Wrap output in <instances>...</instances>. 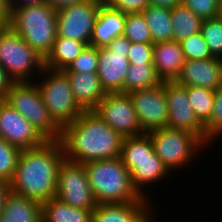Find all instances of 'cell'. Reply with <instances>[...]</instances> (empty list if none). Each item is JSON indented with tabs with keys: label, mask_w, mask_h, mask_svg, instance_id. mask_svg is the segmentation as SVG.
<instances>
[{
	"label": "cell",
	"mask_w": 222,
	"mask_h": 222,
	"mask_svg": "<svg viewBox=\"0 0 222 222\" xmlns=\"http://www.w3.org/2000/svg\"><path fill=\"white\" fill-rule=\"evenodd\" d=\"M221 0H181V3L202 19L218 17Z\"/></svg>",
	"instance_id": "e575fe53"
},
{
	"label": "cell",
	"mask_w": 222,
	"mask_h": 222,
	"mask_svg": "<svg viewBox=\"0 0 222 222\" xmlns=\"http://www.w3.org/2000/svg\"><path fill=\"white\" fill-rule=\"evenodd\" d=\"M56 197L76 208L92 211L96 208L98 203L83 164L63 160L58 171Z\"/></svg>",
	"instance_id": "30bf717a"
},
{
	"label": "cell",
	"mask_w": 222,
	"mask_h": 222,
	"mask_svg": "<svg viewBox=\"0 0 222 222\" xmlns=\"http://www.w3.org/2000/svg\"><path fill=\"white\" fill-rule=\"evenodd\" d=\"M142 14L149 27L153 44L173 40L171 9L149 5Z\"/></svg>",
	"instance_id": "d4e9b609"
},
{
	"label": "cell",
	"mask_w": 222,
	"mask_h": 222,
	"mask_svg": "<svg viewBox=\"0 0 222 222\" xmlns=\"http://www.w3.org/2000/svg\"><path fill=\"white\" fill-rule=\"evenodd\" d=\"M219 17L222 19V0L220 1V13Z\"/></svg>",
	"instance_id": "bcb514c9"
},
{
	"label": "cell",
	"mask_w": 222,
	"mask_h": 222,
	"mask_svg": "<svg viewBox=\"0 0 222 222\" xmlns=\"http://www.w3.org/2000/svg\"><path fill=\"white\" fill-rule=\"evenodd\" d=\"M104 0H84L57 11V37H65L90 45L93 27Z\"/></svg>",
	"instance_id": "7c38bea8"
},
{
	"label": "cell",
	"mask_w": 222,
	"mask_h": 222,
	"mask_svg": "<svg viewBox=\"0 0 222 222\" xmlns=\"http://www.w3.org/2000/svg\"><path fill=\"white\" fill-rule=\"evenodd\" d=\"M200 32L212 56L222 59V19L219 16L203 19Z\"/></svg>",
	"instance_id": "4dcf8cb0"
},
{
	"label": "cell",
	"mask_w": 222,
	"mask_h": 222,
	"mask_svg": "<svg viewBox=\"0 0 222 222\" xmlns=\"http://www.w3.org/2000/svg\"><path fill=\"white\" fill-rule=\"evenodd\" d=\"M9 26L45 59L57 37V11L45 2L18 7Z\"/></svg>",
	"instance_id": "5b68a950"
},
{
	"label": "cell",
	"mask_w": 222,
	"mask_h": 222,
	"mask_svg": "<svg viewBox=\"0 0 222 222\" xmlns=\"http://www.w3.org/2000/svg\"><path fill=\"white\" fill-rule=\"evenodd\" d=\"M24 116L46 140H59L61 128L54 122L35 82H15L3 99Z\"/></svg>",
	"instance_id": "9c48e42d"
},
{
	"label": "cell",
	"mask_w": 222,
	"mask_h": 222,
	"mask_svg": "<svg viewBox=\"0 0 222 222\" xmlns=\"http://www.w3.org/2000/svg\"><path fill=\"white\" fill-rule=\"evenodd\" d=\"M65 159L59 140L22 150L10 191L40 203L56 197L58 171Z\"/></svg>",
	"instance_id": "7a4b0ae2"
},
{
	"label": "cell",
	"mask_w": 222,
	"mask_h": 222,
	"mask_svg": "<svg viewBox=\"0 0 222 222\" xmlns=\"http://www.w3.org/2000/svg\"><path fill=\"white\" fill-rule=\"evenodd\" d=\"M154 207L152 202L100 203L92 222H144L156 211Z\"/></svg>",
	"instance_id": "ac0fdd59"
},
{
	"label": "cell",
	"mask_w": 222,
	"mask_h": 222,
	"mask_svg": "<svg viewBox=\"0 0 222 222\" xmlns=\"http://www.w3.org/2000/svg\"><path fill=\"white\" fill-rule=\"evenodd\" d=\"M175 82L181 86H199L215 91L222 86V59L185 60Z\"/></svg>",
	"instance_id": "e0dca14e"
},
{
	"label": "cell",
	"mask_w": 222,
	"mask_h": 222,
	"mask_svg": "<svg viewBox=\"0 0 222 222\" xmlns=\"http://www.w3.org/2000/svg\"><path fill=\"white\" fill-rule=\"evenodd\" d=\"M34 82L39 88L49 115L61 129L74 122L83 112L75 101L70 81L62 70L44 68L37 77V82Z\"/></svg>",
	"instance_id": "ba28073f"
},
{
	"label": "cell",
	"mask_w": 222,
	"mask_h": 222,
	"mask_svg": "<svg viewBox=\"0 0 222 222\" xmlns=\"http://www.w3.org/2000/svg\"><path fill=\"white\" fill-rule=\"evenodd\" d=\"M130 45L127 38L119 36L107 47L99 48L97 74L105 93H124L125 75L130 66L127 58Z\"/></svg>",
	"instance_id": "8fae6325"
},
{
	"label": "cell",
	"mask_w": 222,
	"mask_h": 222,
	"mask_svg": "<svg viewBox=\"0 0 222 222\" xmlns=\"http://www.w3.org/2000/svg\"><path fill=\"white\" fill-rule=\"evenodd\" d=\"M168 106V128L185 130L194 134L205 144V128L194 114L189 103L187 87L175 81H163Z\"/></svg>",
	"instance_id": "5bb4252c"
},
{
	"label": "cell",
	"mask_w": 222,
	"mask_h": 222,
	"mask_svg": "<svg viewBox=\"0 0 222 222\" xmlns=\"http://www.w3.org/2000/svg\"><path fill=\"white\" fill-rule=\"evenodd\" d=\"M81 41L56 37L50 53L44 59V67L50 70L66 69L86 48Z\"/></svg>",
	"instance_id": "cb8c5ba5"
},
{
	"label": "cell",
	"mask_w": 222,
	"mask_h": 222,
	"mask_svg": "<svg viewBox=\"0 0 222 222\" xmlns=\"http://www.w3.org/2000/svg\"><path fill=\"white\" fill-rule=\"evenodd\" d=\"M185 60L179 42L171 40L153 44V64L162 82L175 81Z\"/></svg>",
	"instance_id": "44dd1931"
},
{
	"label": "cell",
	"mask_w": 222,
	"mask_h": 222,
	"mask_svg": "<svg viewBox=\"0 0 222 222\" xmlns=\"http://www.w3.org/2000/svg\"><path fill=\"white\" fill-rule=\"evenodd\" d=\"M161 83L154 64H130L125 75L124 93L149 89Z\"/></svg>",
	"instance_id": "4316f807"
},
{
	"label": "cell",
	"mask_w": 222,
	"mask_h": 222,
	"mask_svg": "<svg viewBox=\"0 0 222 222\" xmlns=\"http://www.w3.org/2000/svg\"><path fill=\"white\" fill-rule=\"evenodd\" d=\"M204 128L206 146L216 144L214 140L222 138V86L214 91L212 114L209 121L204 125Z\"/></svg>",
	"instance_id": "f546056e"
},
{
	"label": "cell",
	"mask_w": 222,
	"mask_h": 222,
	"mask_svg": "<svg viewBox=\"0 0 222 222\" xmlns=\"http://www.w3.org/2000/svg\"><path fill=\"white\" fill-rule=\"evenodd\" d=\"M127 58L130 64H153V44L131 42Z\"/></svg>",
	"instance_id": "d590c367"
},
{
	"label": "cell",
	"mask_w": 222,
	"mask_h": 222,
	"mask_svg": "<svg viewBox=\"0 0 222 222\" xmlns=\"http://www.w3.org/2000/svg\"><path fill=\"white\" fill-rule=\"evenodd\" d=\"M186 60H206L212 56L201 32L179 42Z\"/></svg>",
	"instance_id": "d6a6232c"
},
{
	"label": "cell",
	"mask_w": 222,
	"mask_h": 222,
	"mask_svg": "<svg viewBox=\"0 0 222 222\" xmlns=\"http://www.w3.org/2000/svg\"><path fill=\"white\" fill-rule=\"evenodd\" d=\"M71 85L73 97L83 111L95 110L106 95L97 73L64 72Z\"/></svg>",
	"instance_id": "d6986e66"
},
{
	"label": "cell",
	"mask_w": 222,
	"mask_h": 222,
	"mask_svg": "<svg viewBox=\"0 0 222 222\" xmlns=\"http://www.w3.org/2000/svg\"><path fill=\"white\" fill-rule=\"evenodd\" d=\"M154 213H152L144 222H160V220L158 219H162V218H158L157 216H155V214L153 215ZM157 218V220H156ZM176 222H179L178 219L175 220ZM175 221H171V222H175Z\"/></svg>",
	"instance_id": "ee69618b"
},
{
	"label": "cell",
	"mask_w": 222,
	"mask_h": 222,
	"mask_svg": "<svg viewBox=\"0 0 222 222\" xmlns=\"http://www.w3.org/2000/svg\"><path fill=\"white\" fill-rule=\"evenodd\" d=\"M128 94L144 133L167 127L168 106L162 83L149 89L137 90Z\"/></svg>",
	"instance_id": "9a60e30c"
},
{
	"label": "cell",
	"mask_w": 222,
	"mask_h": 222,
	"mask_svg": "<svg viewBox=\"0 0 222 222\" xmlns=\"http://www.w3.org/2000/svg\"><path fill=\"white\" fill-rule=\"evenodd\" d=\"M42 203L10 191L4 200L0 222H41Z\"/></svg>",
	"instance_id": "7402d4cb"
},
{
	"label": "cell",
	"mask_w": 222,
	"mask_h": 222,
	"mask_svg": "<svg viewBox=\"0 0 222 222\" xmlns=\"http://www.w3.org/2000/svg\"><path fill=\"white\" fill-rule=\"evenodd\" d=\"M0 65L14 82H34L45 68L44 58L9 25L0 32Z\"/></svg>",
	"instance_id": "52a82bcc"
},
{
	"label": "cell",
	"mask_w": 222,
	"mask_h": 222,
	"mask_svg": "<svg viewBox=\"0 0 222 222\" xmlns=\"http://www.w3.org/2000/svg\"><path fill=\"white\" fill-rule=\"evenodd\" d=\"M150 5L156 7H164L172 9L174 6L181 3V0H149Z\"/></svg>",
	"instance_id": "7bdbcfd3"
},
{
	"label": "cell",
	"mask_w": 222,
	"mask_h": 222,
	"mask_svg": "<svg viewBox=\"0 0 222 222\" xmlns=\"http://www.w3.org/2000/svg\"><path fill=\"white\" fill-rule=\"evenodd\" d=\"M105 3L118 11L124 13L142 12L150 5L149 0H104Z\"/></svg>",
	"instance_id": "8d00e7d4"
},
{
	"label": "cell",
	"mask_w": 222,
	"mask_h": 222,
	"mask_svg": "<svg viewBox=\"0 0 222 222\" xmlns=\"http://www.w3.org/2000/svg\"><path fill=\"white\" fill-rule=\"evenodd\" d=\"M173 40L183 41L201 31L203 19L182 3L171 9Z\"/></svg>",
	"instance_id": "484cf974"
},
{
	"label": "cell",
	"mask_w": 222,
	"mask_h": 222,
	"mask_svg": "<svg viewBox=\"0 0 222 222\" xmlns=\"http://www.w3.org/2000/svg\"><path fill=\"white\" fill-rule=\"evenodd\" d=\"M94 111L123 138L144 133L128 93H106Z\"/></svg>",
	"instance_id": "4fadbf2b"
},
{
	"label": "cell",
	"mask_w": 222,
	"mask_h": 222,
	"mask_svg": "<svg viewBox=\"0 0 222 222\" xmlns=\"http://www.w3.org/2000/svg\"><path fill=\"white\" fill-rule=\"evenodd\" d=\"M93 211L73 207L54 197L42 203L41 222H92Z\"/></svg>",
	"instance_id": "603a6c76"
},
{
	"label": "cell",
	"mask_w": 222,
	"mask_h": 222,
	"mask_svg": "<svg viewBox=\"0 0 222 222\" xmlns=\"http://www.w3.org/2000/svg\"><path fill=\"white\" fill-rule=\"evenodd\" d=\"M83 165L98 204L152 202L133 186L130 172L120 157L92 161Z\"/></svg>",
	"instance_id": "3957f363"
},
{
	"label": "cell",
	"mask_w": 222,
	"mask_h": 222,
	"mask_svg": "<svg viewBox=\"0 0 222 222\" xmlns=\"http://www.w3.org/2000/svg\"><path fill=\"white\" fill-rule=\"evenodd\" d=\"M14 83L7 71L0 65V99L5 98Z\"/></svg>",
	"instance_id": "74e56055"
},
{
	"label": "cell",
	"mask_w": 222,
	"mask_h": 222,
	"mask_svg": "<svg viewBox=\"0 0 222 222\" xmlns=\"http://www.w3.org/2000/svg\"><path fill=\"white\" fill-rule=\"evenodd\" d=\"M44 3V0H9L11 11L15 8Z\"/></svg>",
	"instance_id": "b9f144b4"
},
{
	"label": "cell",
	"mask_w": 222,
	"mask_h": 222,
	"mask_svg": "<svg viewBox=\"0 0 222 222\" xmlns=\"http://www.w3.org/2000/svg\"><path fill=\"white\" fill-rule=\"evenodd\" d=\"M83 1L84 0H44V2L52 7L55 11L68 8Z\"/></svg>",
	"instance_id": "f35d334b"
},
{
	"label": "cell",
	"mask_w": 222,
	"mask_h": 222,
	"mask_svg": "<svg viewBox=\"0 0 222 222\" xmlns=\"http://www.w3.org/2000/svg\"><path fill=\"white\" fill-rule=\"evenodd\" d=\"M22 150L0 137V179L11 182Z\"/></svg>",
	"instance_id": "1f68e13d"
},
{
	"label": "cell",
	"mask_w": 222,
	"mask_h": 222,
	"mask_svg": "<svg viewBox=\"0 0 222 222\" xmlns=\"http://www.w3.org/2000/svg\"><path fill=\"white\" fill-rule=\"evenodd\" d=\"M9 192H10V183L3 179H0V215L3 212L4 200Z\"/></svg>",
	"instance_id": "60d3db41"
},
{
	"label": "cell",
	"mask_w": 222,
	"mask_h": 222,
	"mask_svg": "<svg viewBox=\"0 0 222 222\" xmlns=\"http://www.w3.org/2000/svg\"><path fill=\"white\" fill-rule=\"evenodd\" d=\"M99 48L88 45L63 72L97 73Z\"/></svg>",
	"instance_id": "836d02e7"
},
{
	"label": "cell",
	"mask_w": 222,
	"mask_h": 222,
	"mask_svg": "<svg viewBox=\"0 0 222 222\" xmlns=\"http://www.w3.org/2000/svg\"><path fill=\"white\" fill-rule=\"evenodd\" d=\"M6 27V25L0 20V32Z\"/></svg>",
	"instance_id": "f6af8a7d"
},
{
	"label": "cell",
	"mask_w": 222,
	"mask_h": 222,
	"mask_svg": "<svg viewBox=\"0 0 222 222\" xmlns=\"http://www.w3.org/2000/svg\"><path fill=\"white\" fill-rule=\"evenodd\" d=\"M123 36L130 42L153 44L142 12L126 13Z\"/></svg>",
	"instance_id": "f1b7e54d"
},
{
	"label": "cell",
	"mask_w": 222,
	"mask_h": 222,
	"mask_svg": "<svg viewBox=\"0 0 222 222\" xmlns=\"http://www.w3.org/2000/svg\"><path fill=\"white\" fill-rule=\"evenodd\" d=\"M126 13L109 7L104 3L97 15L90 45L107 47L116 37L123 36Z\"/></svg>",
	"instance_id": "ffe728a7"
},
{
	"label": "cell",
	"mask_w": 222,
	"mask_h": 222,
	"mask_svg": "<svg viewBox=\"0 0 222 222\" xmlns=\"http://www.w3.org/2000/svg\"><path fill=\"white\" fill-rule=\"evenodd\" d=\"M0 137L21 150L36 148L46 139L17 110L0 99Z\"/></svg>",
	"instance_id": "2e32d148"
},
{
	"label": "cell",
	"mask_w": 222,
	"mask_h": 222,
	"mask_svg": "<svg viewBox=\"0 0 222 222\" xmlns=\"http://www.w3.org/2000/svg\"><path fill=\"white\" fill-rule=\"evenodd\" d=\"M187 95L195 116L204 126L212 114L214 90L199 86H187Z\"/></svg>",
	"instance_id": "83f0119b"
},
{
	"label": "cell",
	"mask_w": 222,
	"mask_h": 222,
	"mask_svg": "<svg viewBox=\"0 0 222 222\" xmlns=\"http://www.w3.org/2000/svg\"><path fill=\"white\" fill-rule=\"evenodd\" d=\"M11 8L9 0H0V20L8 26L11 21Z\"/></svg>",
	"instance_id": "ab89813d"
},
{
	"label": "cell",
	"mask_w": 222,
	"mask_h": 222,
	"mask_svg": "<svg viewBox=\"0 0 222 222\" xmlns=\"http://www.w3.org/2000/svg\"><path fill=\"white\" fill-rule=\"evenodd\" d=\"M59 141L65 159L86 164L120 157L123 136L91 110L83 111L74 122L64 126Z\"/></svg>",
	"instance_id": "6da1fadb"
},
{
	"label": "cell",
	"mask_w": 222,
	"mask_h": 222,
	"mask_svg": "<svg viewBox=\"0 0 222 222\" xmlns=\"http://www.w3.org/2000/svg\"><path fill=\"white\" fill-rule=\"evenodd\" d=\"M120 158L130 172L133 186L145 198L153 196L148 193L151 185L164 179L167 182L173 176L154 152L149 133L123 138Z\"/></svg>",
	"instance_id": "277c9868"
},
{
	"label": "cell",
	"mask_w": 222,
	"mask_h": 222,
	"mask_svg": "<svg viewBox=\"0 0 222 222\" xmlns=\"http://www.w3.org/2000/svg\"><path fill=\"white\" fill-rule=\"evenodd\" d=\"M154 152L161 159L164 166L172 174L178 169H190V163H194L199 152L206 149V146L194 134L179 129L163 127L149 132ZM182 168V169H181Z\"/></svg>",
	"instance_id": "8992f818"
}]
</instances>
